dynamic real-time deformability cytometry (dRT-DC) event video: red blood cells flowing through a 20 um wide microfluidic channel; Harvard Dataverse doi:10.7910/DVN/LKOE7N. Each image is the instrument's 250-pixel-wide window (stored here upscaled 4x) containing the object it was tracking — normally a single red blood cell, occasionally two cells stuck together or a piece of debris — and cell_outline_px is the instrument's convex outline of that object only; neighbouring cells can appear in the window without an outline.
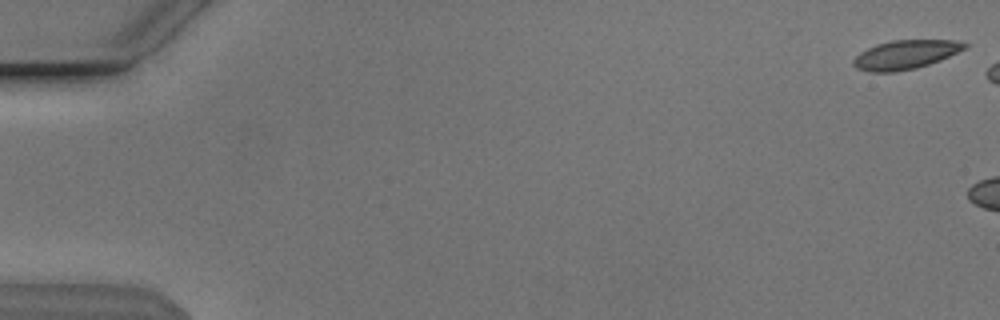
{"species": "Egyptian fruit bat (a non-hibernating species)", "species_latin": "Rousettus aegyptiacus", "temperature_condition": "cold", "stored_images_in_passage": 7, "camera_frame_rate_fps": 3000, "um_per_image_px": 0.085, "animal": {"sex": "male"}, "frame": {"image": 1, "passage_image": 1, "time_ms": 0.0, "image_size_px": [1000, 320], "cell_outline_px": [[968, 48], [940, 60], [916, 68], [896, 72], [868, 72], [856, 68], [852, 64], [852, 60], [860, 52], [876, 44], [892, 40], [956, 40], [968, 44]], "centroid_in_image_um": [76.96, 4.65], "position_along_channel_um": 8.0, "area_um2": 18.9}}